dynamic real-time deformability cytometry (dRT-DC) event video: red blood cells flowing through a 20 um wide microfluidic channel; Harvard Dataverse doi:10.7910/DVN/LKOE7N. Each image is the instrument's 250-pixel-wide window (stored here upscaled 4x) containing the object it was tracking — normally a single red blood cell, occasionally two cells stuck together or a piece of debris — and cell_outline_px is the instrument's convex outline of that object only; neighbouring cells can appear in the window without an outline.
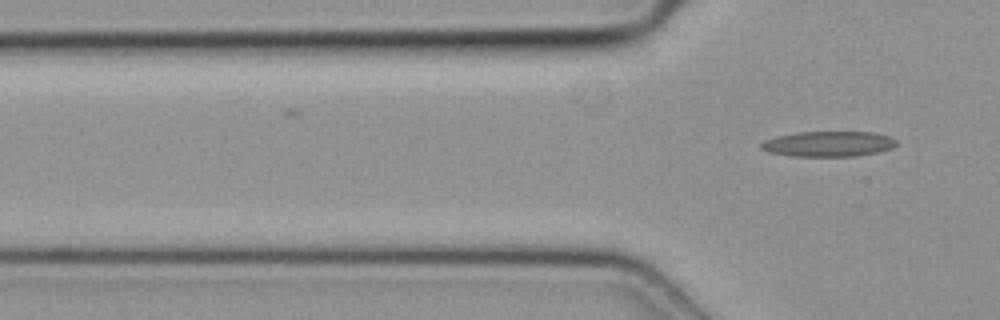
{"species": "common noctule bat (a hibernating species)", "species_latin": "Nyctalus noctula", "temperature_condition": "cold", "stored_images_in_passage": 5, "camera_frame_rate_fps": 3000, "um_per_image_px": 0.085, "animal": {"sex": "female", "body_mass_g": 19.3, "forearm_length_mm": 54.1}, "frame": {"image": 1, "passage_image": 5, "time_ms": 1.333, "image_size_px": [1000, 320], "cell_outline_px": [[896, 144], [892, 148], [876, 152], [856, 156], [792, 156], [768, 152], [760, 148], [760, 144], [764, 140], [776, 136], [796, 132], [872, 132], [888, 136], [896, 140]], "centroid_in_image_um": [70.37, 12.23], "position_along_channel_um": 55.4, "area_um2": 19.94}}